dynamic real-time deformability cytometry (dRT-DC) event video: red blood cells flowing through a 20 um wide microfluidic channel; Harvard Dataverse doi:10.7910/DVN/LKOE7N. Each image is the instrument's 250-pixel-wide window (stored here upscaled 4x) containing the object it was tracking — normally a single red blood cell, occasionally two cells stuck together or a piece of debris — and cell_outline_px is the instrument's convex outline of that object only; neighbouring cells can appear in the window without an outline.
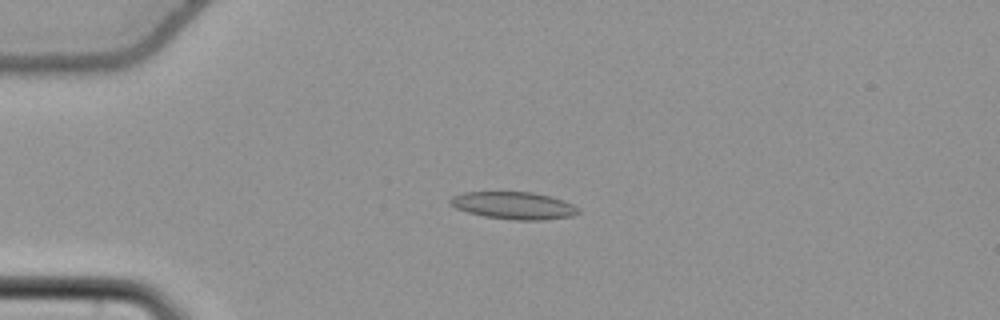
{"species": "common noctule bat (a hibernating species)", "species_latin": "Nyctalus noctula", "temperature_condition": "cold", "stored_images_in_passage": 56, "camera_frame_rate_fps": 3000, "um_per_image_px": 0.085, "animal": {"sex": "female", "body_mass_g": 22.7, "forearm_length_mm": 54.2}, "frame": {"image": 1, "passage_image": 15, "time_ms": 4.667, "image_size_px": [1000, 320], "cell_outline_px": [[580, 212], [572, 216], [544, 220], [516, 220], [484, 216], [468, 212], [456, 208], [448, 204], [448, 200], [452, 196], [464, 192], [532, 192], [552, 196], [564, 200], [580, 208]], "centroid_in_image_um": [43.68, 17.46], "position_along_channel_um": 41.3, "area_um2": 20.58}}
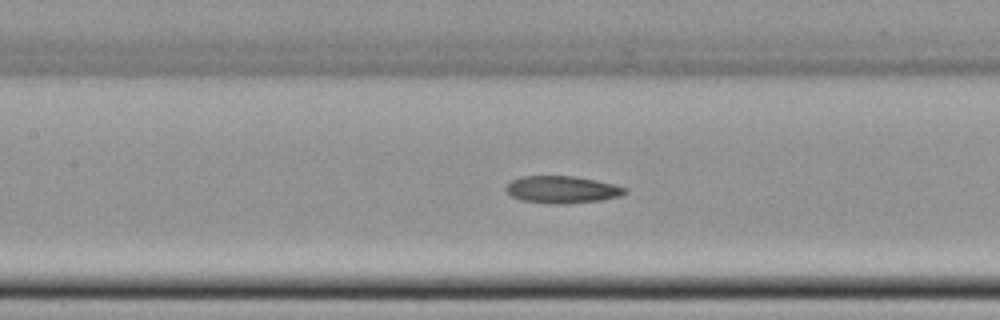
{"frame": {"image": 2, "passage_image": 27, "time_ms": 8.667, "image_size_px": [1000, 320], "cell_outline_px": [[628, 192], [620, 196], [600, 200], [564, 204], [552, 204], [520, 200], [512, 196], [504, 188], [512, 180], [520, 176], [572, 176], [596, 180], [628, 188]], "centroid_in_image_um": [47.77, 16.11], "position_along_channel_um": 159.6, "area_um2": 18.84}}
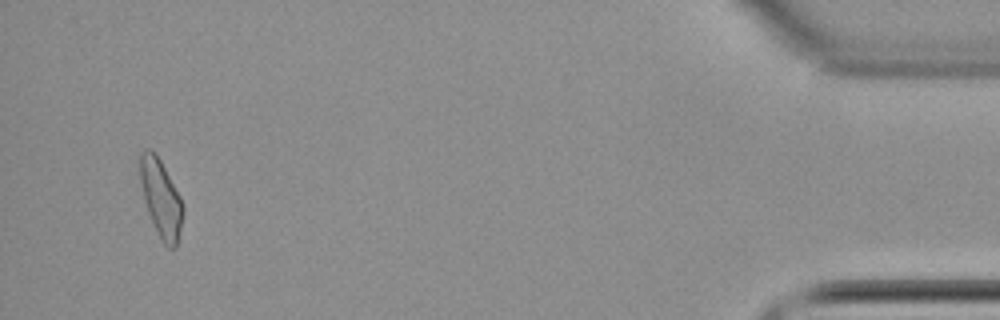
{"frame": {"image": 3, "passage_image": 54, "time_ms": 17.667, "image_size_px": [1000, 320], "cell_outline_px": [[184, 212], [180, 232], [176, 248], [168, 248], [160, 240], [148, 212], [144, 200], [140, 180], [140, 152], [144, 148], [152, 148], [156, 152], [180, 196], [184, 208]], "centroid_in_image_um": [13.68, 16.85], "position_along_channel_um": 421.5, "area_um2": 19.59}, "authors_computed_cell_mechanics": {"area_um2": 18.9873, "velocity_mm_per_s": 3.7867, "shape_relaxation_time_tau1_ms": null, "shape_relaxation_time_tau2_ms": 6.8089, "deformation_change_tau1": null, "deformation_change_tau2": 0.168}}